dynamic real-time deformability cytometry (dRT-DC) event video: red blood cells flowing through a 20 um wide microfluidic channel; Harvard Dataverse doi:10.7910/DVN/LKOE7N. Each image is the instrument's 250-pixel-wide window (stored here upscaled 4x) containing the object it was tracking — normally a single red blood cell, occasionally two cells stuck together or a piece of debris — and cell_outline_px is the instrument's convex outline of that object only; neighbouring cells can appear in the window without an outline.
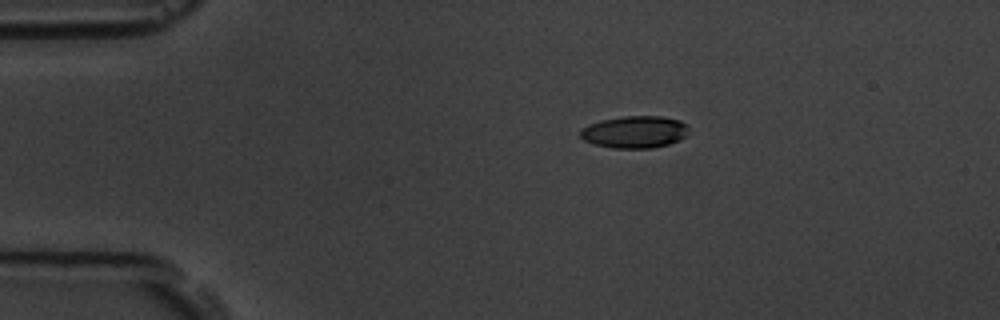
{"species": "common noctule bat (a hibernating species)", "species_latin": "Nyctalus noctula", "temperature_condition": "room temperature", "stored_images_in_passage": 9, "camera_frame_rate_fps": 3000, "um_per_image_px": 0.085, "animal": {"sex": "male", "body_mass_g": 19.5, "forearm_length_mm": 54.6}, "frame": {"image": 1, "passage_image": 1, "time_ms": 0.0, "image_size_px": [1000, 320], "cell_outline_px": [[684, 136], [680, 140], [668, 144], [652, 148], [612, 148], [596, 144], [584, 140], [580, 136], [580, 128], [588, 124], [600, 120], [624, 116], [660, 116], [680, 120], [684, 124]], "centroid_in_image_um": [53.87, 11.21], "position_along_channel_um": 31.1, "area_um2": 20.06}}
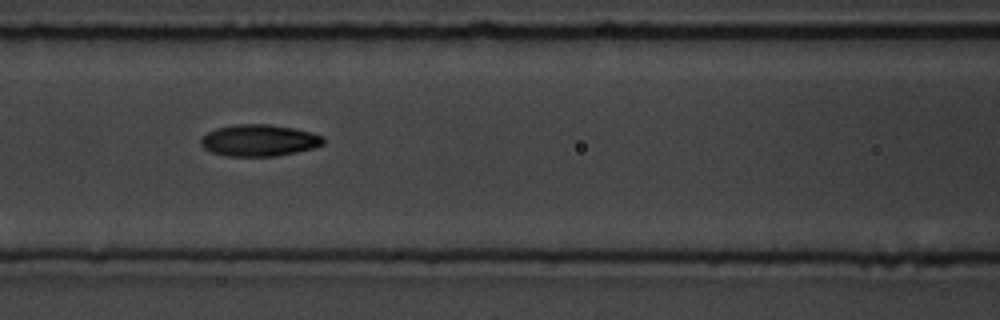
{"frame": {"image": 2, "passage_image": 5, "time_ms": 4.667, "image_size_px": [1000, 320], "cell_outline_px": [[324, 144], [312, 148], [296, 152], [276, 156], [228, 156], [212, 152], [204, 148], [200, 144], [200, 140], [208, 132], [216, 128], [232, 124], [268, 124], [292, 128], [312, 132], [324, 136]], "centroid_in_image_um": [22.03, 11.93], "position_along_channel_um": 144.6, "area_um2": 22.6}}
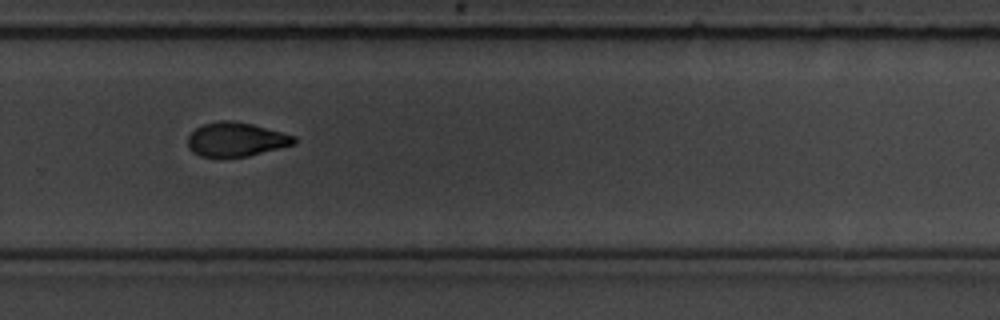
{"frame": {"image": 3, "passage_image": 9, "time_ms": 9.333, "image_size_px": [1000, 320], "cell_outline_px": [[296, 144], [248, 156], [200, 156], [192, 152], [188, 148], [188, 136], [196, 128], [204, 124], [220, 120], [232, 120], [252, 124], [296, 136]], "centroid_in_image_um": [20.07, 11.84], "position_along_channel_um": 309.7, "area_um2": 20.98}}